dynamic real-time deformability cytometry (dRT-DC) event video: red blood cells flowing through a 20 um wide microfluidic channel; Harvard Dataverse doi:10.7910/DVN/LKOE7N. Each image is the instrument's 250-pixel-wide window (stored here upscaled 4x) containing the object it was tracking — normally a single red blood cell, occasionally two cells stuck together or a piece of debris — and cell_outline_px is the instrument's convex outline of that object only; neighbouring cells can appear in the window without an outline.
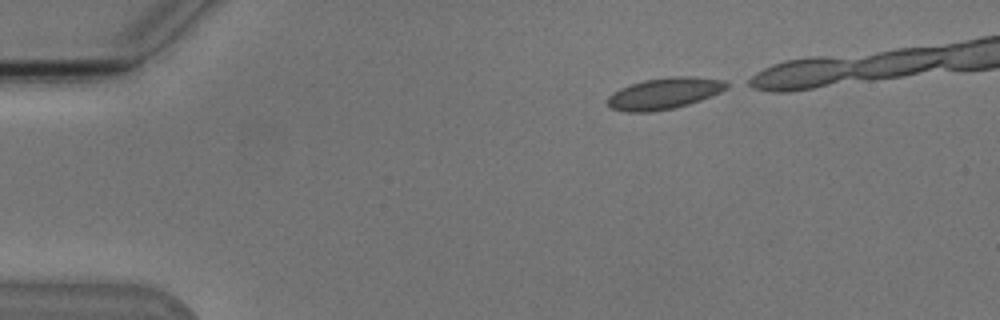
{"species": "Egyptian fruit bat (a non-hibernating species)", "species_latin": "Rousettus aegyptiacus", "temperature_condition": "cold", "stored_images_in_passage": 16, "camera_frame_rate_fps": 3000, "um_per_image_px": 0.085, "animal": {"sex": "male"}, "frame": {"image": 1, "passage_image": 1, "time_ms": 0.0, "image_size_px": [1000, 320], "cell_outline_px": [[732, 84], [728, 88], [720, 92], [700, 100], [688, 104], [672, 108], [648, 112], [624, 112], [612, 108], [608, 104], [608, 96], [612, 92], [620, 88], [644, 80], [672, 76], [688, 76], [724, 80]], "centroid_in_image_um": [56.48, 7.93], "position_along_channel_um": 28.5, "area_um2": 21.68}}
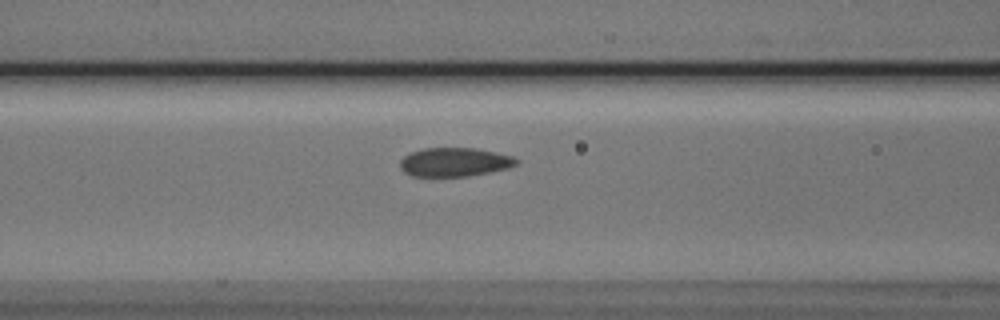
{"frame": {"image": 2, "passage_image": 14, "time_ms": 4.333, "image_size_px": [1000, 320], "cell_outline_px": [[520, 160], [516, 164], [508, 168], [468, 176], [412, 176], [404, 172], [400, 168], [400, 160], [404, 156], [412, 152], [424, 148], [476, 148], [512, 156]], "centroid_in_image_um": [38.62, 13.77], "position_along_channel_um": 128.0, "area_um2": 19.42}}